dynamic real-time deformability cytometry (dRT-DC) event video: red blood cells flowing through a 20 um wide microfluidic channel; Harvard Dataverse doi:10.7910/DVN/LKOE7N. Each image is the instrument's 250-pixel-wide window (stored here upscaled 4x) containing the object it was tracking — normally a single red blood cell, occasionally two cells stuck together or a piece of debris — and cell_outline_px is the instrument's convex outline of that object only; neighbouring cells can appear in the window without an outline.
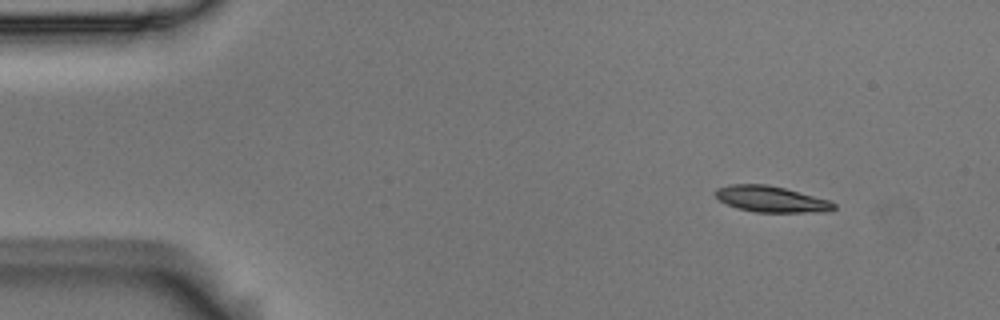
{"species": "Egyptian fruit bat (a non-hibernating species)", "species_latin": "Rousettus aegyptiacus", "temperature_condition": "room temperature", "stored_images_in_passage": 4, "camera_frame_rate_fps": 3000, "um_per_image_px": 0.085, "animal": {"sex": "male"}, "frame": {"image": 1, "passage_image": 1, "time_ms": 0.0, "image_size_px": [1000, 320], "cell_outline_px": [[836, 208], [832, 212], [756, 212], [736, 208], [720, 200], [716, 196], [716, 188], [728, 184], [768, 184], [784, 188], [828, 200], [836, 204]], "centroid_in_image_um": [65.57, 16.93], "position_along_channel_um": 19.4, "area_um2": 17.98}}